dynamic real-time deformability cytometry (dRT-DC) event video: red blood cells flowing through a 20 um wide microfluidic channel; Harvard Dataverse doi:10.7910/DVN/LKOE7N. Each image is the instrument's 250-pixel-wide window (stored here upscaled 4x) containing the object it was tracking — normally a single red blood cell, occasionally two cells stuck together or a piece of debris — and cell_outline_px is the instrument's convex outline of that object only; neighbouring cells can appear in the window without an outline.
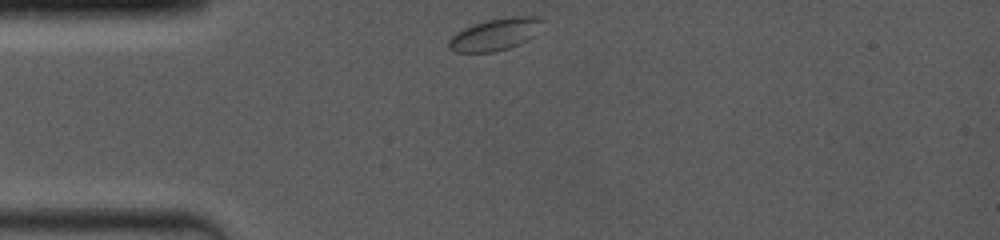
{"species": "common noctule bat (a hibernating species)", "species_latin": "Nyctalus noctula", "temperature_condition": "room temperature", "stored_images_in_passage": 7, "camera_frame_rate_fps": 4000, "um_per_image_px": 0.085, "animal": {"sex": "female", "body_mass_g": 19.0, "forearm_length_mm": 53.3}, "frame": {"image": 1, "passage_image": 1, "time_ms": 0.0, "image_size_px": [1000, 240], "cell_outline_px": [[544, 20], [536, 36], [520, 44], [508, 48], [492, 52], [456, 52], [448, 48], [448, 40], [456, 32], [464, 28], [488, 20], [512, 16], [536, 16]], "centroid_in_image_um": [42.12, 2.92], "position_along_channel_um": 42.9, "area_um2": 17.51}}
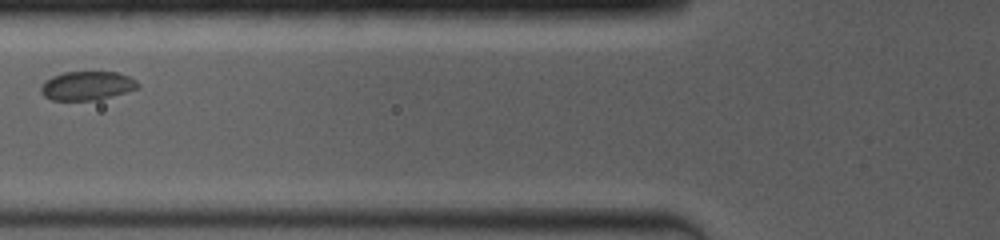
{"frame": {"image": 2, "passage_image": 4, "time_ms": 2.5, "image_size_px": [1000, 240], "cell_outline_px": [[140, 88], [96, 100], [52, 100], [44, 96], [40, 92], [40, 88], [44, 80], [52, 76], [64, 72], [116, 72], [128, 76], [136, 80], [140, 84]], "centroid_in_image_um": [7.38, 7.28], "position_along_channel_um": 118.4, "area_um2": 16.36}}
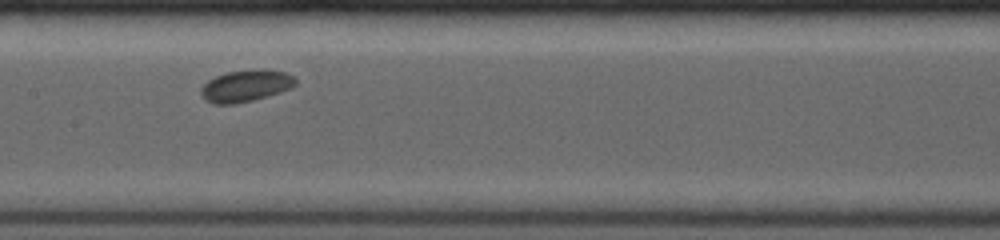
{"frame": {"image": 3, "passage_image": 6, "time_ms": 4.25, "image_size_px": [1000, 240], "cell_outline_px": [[296, 84], [292, 88], [280, 92], [252, 100], [236, 104], [212, 104], [204, 100], [200, 92], [200, 88], [208, 80], [216, 76], [228, 72], [256, 68], [264, 68], [288, 72], [296, 76]], "centroid_in_image_um": [20.92, 7.28], "position_along_channel_um": 186.5, "area_um2": 17.92}}